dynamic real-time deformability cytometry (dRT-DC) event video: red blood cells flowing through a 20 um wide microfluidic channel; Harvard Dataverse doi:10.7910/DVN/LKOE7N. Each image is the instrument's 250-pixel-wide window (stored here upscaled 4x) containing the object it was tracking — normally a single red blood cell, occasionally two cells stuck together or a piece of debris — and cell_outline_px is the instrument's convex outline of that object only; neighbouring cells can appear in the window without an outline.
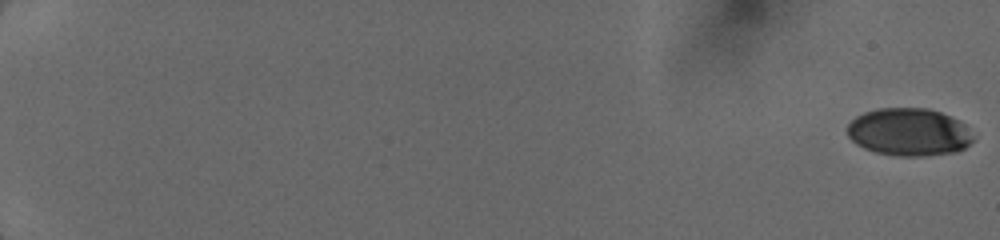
{"species": "human", "species_latin": "Homo sapiens", "temperature_condition": "cold", "stored_images_in_passage": 31, "camera_frame_rate_fps": 3000, "um_per_image_px": 0.085, "donor": {"sex": "female"}, "frame": {"image": 1, "passage_image": 1, "time_ms": 0.0, "image_size_px": [1000, 240], "cell_outline_px": [[976, 136], [964, 148], [956, 152], [928, 156], [896, 156], [876, 152], [864, 148], [856, 144], [848, 136], [848, 124], [856, 116], [864, 112], [880, 108], [928, 108], [940, 112], [960, 120]], "centroid_in_image_um": [77.28, 11.23], "position_along_channel_um": 7.7, "area_um2": 35.2}}
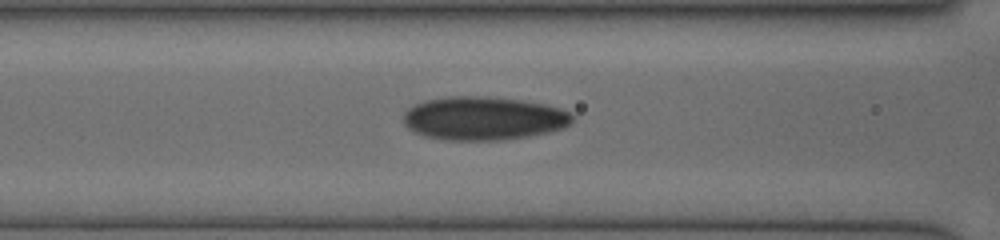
{"frame": {"image": 2, "passage_image": 26, "time_ms": 8.333, "image_size_px": [1000, 240], "cell_outline_px": [[576, 116], [564, 128], [548, 132], [528, 136], [500, 140], [444, 140], [424, 136], [408, 128], [404, 124], [404, 112], [408, 108], [416, 104], [428, 100], [452, 96], [488, 96], [524, 100], [544, 104], [560, 108], [572, 112]], "centroid_in_image_um": [41.13, 10.05], "position_along_channel_um": 125.5, "area_um2": 42.95}}
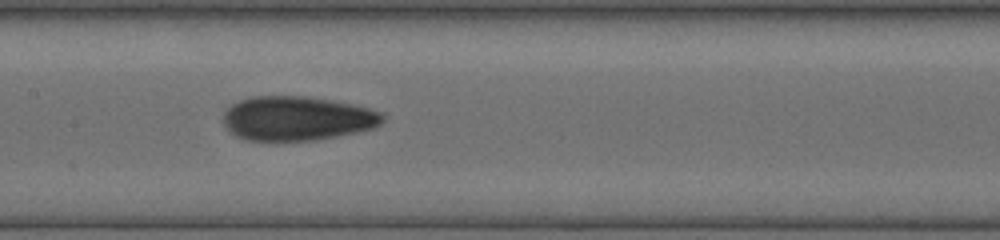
{"frame": {"image": 3, "passage_image": 30, "time_ms": 9.667, "image_size_px": [1000, 240], "cell_outline_px": [[388, 116], [376, 128], [340, 136], [316, 140], [276, 144], [248, 140], [236, 136], [224, 124], [224, 112], [232, 104], [240, 100], [252, 96], [308, 96], [332, 100], [352, 104], [384, 112]], "centroid_in_image_um": [25.29, 10.1], "position_along_channel_um": 182.1, "area_um2": 42.37}}